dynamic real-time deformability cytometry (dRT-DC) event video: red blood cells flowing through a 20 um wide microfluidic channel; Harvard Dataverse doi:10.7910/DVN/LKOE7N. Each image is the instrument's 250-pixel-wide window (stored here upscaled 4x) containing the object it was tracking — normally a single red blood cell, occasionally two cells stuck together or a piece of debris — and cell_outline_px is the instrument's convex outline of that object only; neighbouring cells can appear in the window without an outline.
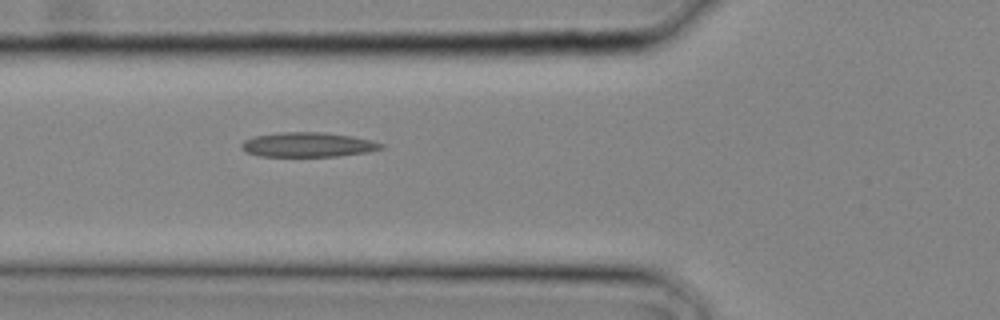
{"species": "common noctule bat (a hibernating species)", "species_latin": "Nyctalus noctula", "temperature_condition": "cold", "stored_images_in_passage": 5, "segment_of_instrument_passage": [1, 2], "camera_frame_rate_fps": 3000, "um_per_image_px": 0.085, "animal": {"sex": "male", "body_mass_g": 20.4}, "frame": {"image": 1, "passage_image": 4, "time_ms": 1.0, "image_size_px": [1000, 320], "cell_outline_px": [[384, 148], [368, 152], [336, 156], [260, 156], [244, 152], [240, 148], [240, 144], [244, 140], [256, 136], [284, 132], [324, 132], [352, 136], [372, 140], [384, 144]], "centroid_in_image_um": [26.17, 12.3], "position_along_channel_um": 99.6, "area_um2": 20.06}}